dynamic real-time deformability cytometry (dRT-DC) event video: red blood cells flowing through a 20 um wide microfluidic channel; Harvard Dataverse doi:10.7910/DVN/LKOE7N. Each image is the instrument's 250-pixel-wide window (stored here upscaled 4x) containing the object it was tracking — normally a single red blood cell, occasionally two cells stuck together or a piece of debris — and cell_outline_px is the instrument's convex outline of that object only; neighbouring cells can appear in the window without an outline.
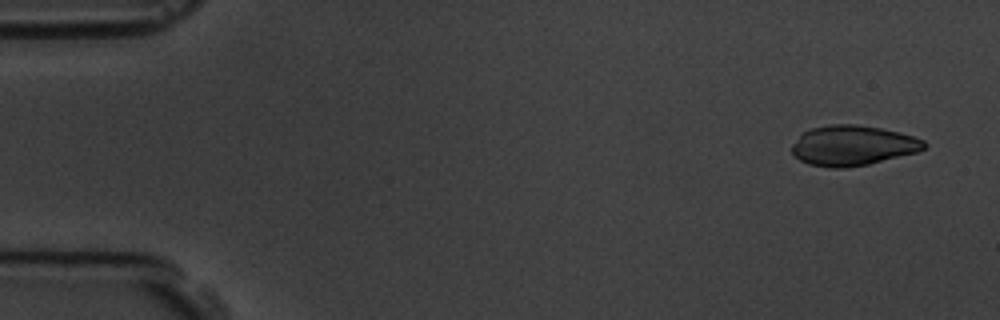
{"species": "common noctule bat (a hibernating species)", "species_latin": "Nyctalus noctula", "temperature_condition": "room temperature", "stored_images_in_passage": 6, "camera_frame_rate_fps": 3000, "um_per_image_px": 0.085, "animal": {"sex": "male", "body_mass_g": 19.5, "forearm_length_mm": 54.6}, "frame": {"image": 1, "passage_image": 1, "time_ms": 0.0, "image_size_px": [1000, 320], "cell_outline_px": [[928, 144], [924, 148], [916, 152], [868, 164], [848, 168], [828, 168], [808, 164], [792, 156], [792, 144], [804, 132], [812, 128], [828, 124], [856, 124], [880, 128], [900, 132], [924, 140]], "centroid_in_image_um": [72.46, 12.37], "position_along_channel_um": 12.5, "area_um2": 30.98}}